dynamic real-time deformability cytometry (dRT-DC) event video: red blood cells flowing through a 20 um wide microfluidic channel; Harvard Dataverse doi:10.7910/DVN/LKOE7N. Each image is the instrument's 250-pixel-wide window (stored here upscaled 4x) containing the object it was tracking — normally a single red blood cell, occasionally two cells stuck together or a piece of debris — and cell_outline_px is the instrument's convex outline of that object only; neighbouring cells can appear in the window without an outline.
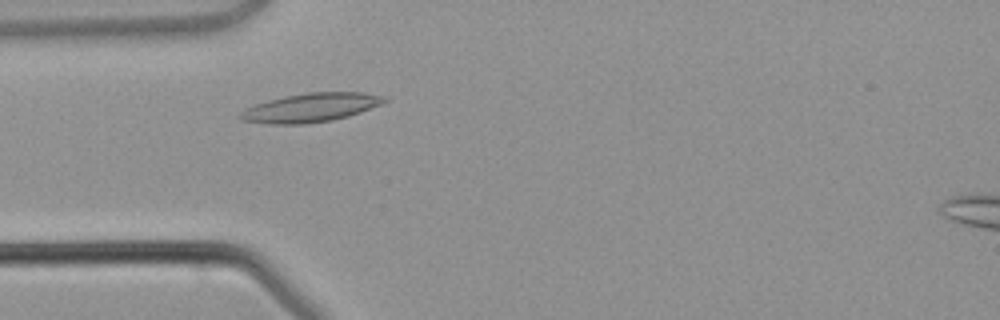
{"species": "common noctule bat (a hibernating species)", "species_latin": "Nyctalus noctula", "temperature_condition": "warm", "stored_images_in_passage": 2, "camera_frame_rate_fps": 3000, "um_per_image_px": 0.085, "animal": {"sex": "male", "body_mass_g": 21.5, "forearm_length_mm": 52.0}, "frame": {"image": 1, "passage_image": 2, "time_ms": 1.333, "image_size_px": [1000, 320], "cell_outline_px": [[388, 100], [380, 104], [360, 112], [348, 116], [332, 120], [304, 124], [268, 124], [244, 120], [236, 116], [240, 112], [256, 104], [268, 100], [284, 96], [308, 92], [360, 92], [384, 96]], "centroid_in_image_um": [26.4, 9.15], "position_along_channel_um": 58.6, "area_um2": 23.99}}